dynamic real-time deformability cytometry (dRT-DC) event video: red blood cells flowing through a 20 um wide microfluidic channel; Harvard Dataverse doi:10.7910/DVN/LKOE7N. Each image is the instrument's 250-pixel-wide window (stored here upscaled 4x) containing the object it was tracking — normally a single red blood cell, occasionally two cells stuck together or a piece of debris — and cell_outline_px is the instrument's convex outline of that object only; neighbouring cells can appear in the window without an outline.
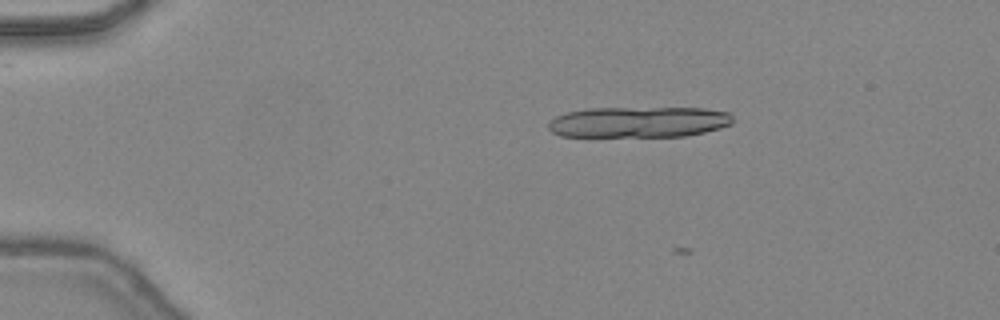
{"species": "common noctule bat (a hibernating species)", "species_latin": "Nyctalus noctula", "temperature_condition": "warm", "stored_images_in_passage": 2, "camera_frame_rate_fps": 3000, "um_per_image_px": 0.085, "animal": {"sex": "female", "body_mass_g": 24.6, "forearm_length_mm": 56.2}, "frame": {"image": 1, "passage_image": 1, "time_ms": 0.0, "image_size_px": [1000, 320], "cell_outline_px": [[732, 124], [720, 128], [704, 132], [684, 136], [560, 136], [552, 132], [548, 128], [548, 124], [556, 116], [568, 112], [588, 108], [704, 108], [728, 112], [732, 116]], "centroid_in_image_um": [54.3, 10.37], "position_along_channel_um": 30.7, "area_um2": 33.06}}